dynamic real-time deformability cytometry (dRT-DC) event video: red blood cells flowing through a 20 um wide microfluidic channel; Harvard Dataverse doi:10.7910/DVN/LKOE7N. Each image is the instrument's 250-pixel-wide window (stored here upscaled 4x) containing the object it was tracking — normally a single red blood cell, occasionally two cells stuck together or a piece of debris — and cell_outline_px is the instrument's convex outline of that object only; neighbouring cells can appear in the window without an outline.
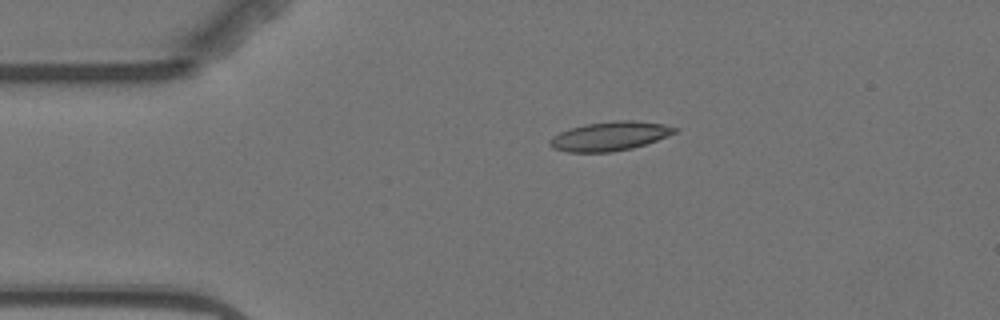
{"species": "Egyptian fruit bat (a non-hibernating species)", "species_latin": "Rousettus aegyptiacus", "temperature_condition": "warm", "stored_images_in_passage": 4, "camera_frame_rate_fps": 3000, "um_per_image_px": 0.085, "animal": {"sex": "female"}, "frame": {"image": 1, "passage_image": 3, "time_ms": 2.333, "image_size_px": [1000, 320], "cell_outline_px": [[680, 128], [676, 132], [656, 140], [632, 148], [612, 152], [568, 152], [552, 148], [548, 144], [548, 140], [552, 136], [560, 132], [572, 128], [588, 124], [616, 120], [632, 120], [664, 124]], "centroid_in_image_um": [51.82, 11.57], "position_along_channel_um": 33.2, "area_um2": 21.04}}